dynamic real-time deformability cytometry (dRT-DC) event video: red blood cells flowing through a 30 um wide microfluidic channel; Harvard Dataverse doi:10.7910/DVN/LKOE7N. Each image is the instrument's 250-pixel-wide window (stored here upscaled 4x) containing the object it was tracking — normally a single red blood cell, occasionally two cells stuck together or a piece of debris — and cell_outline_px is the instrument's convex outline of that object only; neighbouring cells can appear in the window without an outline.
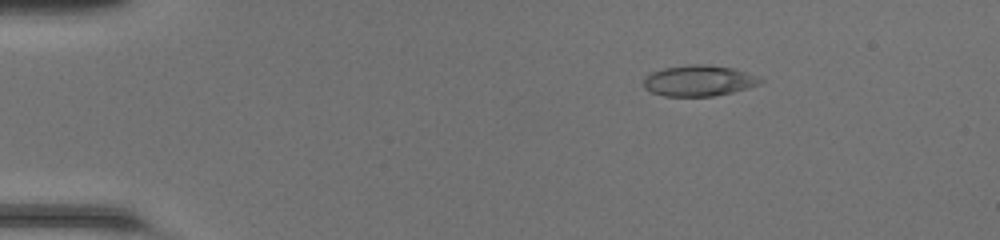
{"species": "common noctule bat (a hibernating species)", "species_latin": "Nyctalus noctula", "temperature_condition": "room temperature", "stored_images_in_passage": 49, "camera_frame_rate_fps": 3000, "um_per_image_px": 0.085, "animal": {"sex": "female", "body_mass_g": 20.0, "forearm_length_mm": 54.0}, "frame": {"image": 1, "passage_image": 9, "time_ms": 2.667, "image_size_px": [1000, 240], "cell_outline_px": [[764, 80], [760, 84], [748, 88], [732, 92], [712, 96], [664, 96], [652, 92], [644, 88], [644, 76], [652, 72], [664, 68], [688, 64], [708, 64], [732, 68], [760, 76]], "centroid_in_image_um": [59.42, 6.85], "position_along_channel_um": 25.6, "area_um2": 21.15}}
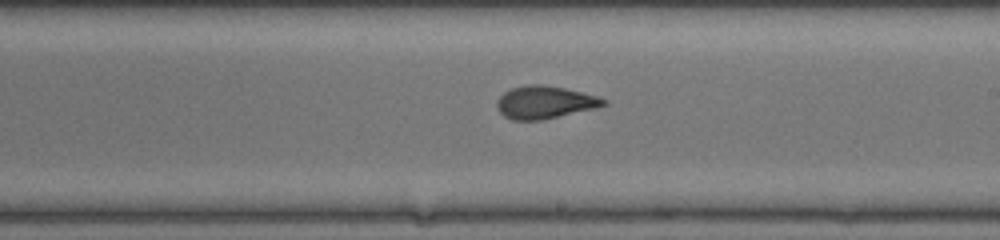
{"frame": {"image": 2, "passage_image": 30, "time_ms": 9.667, "image_size_px": [1000, 240], "cell_outline_px": [[608, 104], [596, 108], [540, 120], [512, 120], [504, 116], [500, 112], [496, 104], [496, 100], [504, 92], [512, 88], [524, 84], [544, 84], [564, 88], [596, 96], [608, 100]], "centroid_in_image_um": [46.29, 8.69], "position_along_channel_um": 242.7, "area_um2": 20.29}}
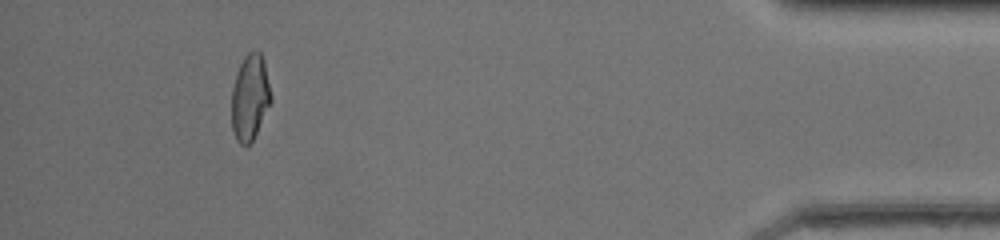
{"frame": {"image": 3, "passage_image": 46, "time_ms": 15.0, "image_size_px": [1000, 240], "cell_outline_px": [[272, 100], [252, 140], [248, 144], [240, 144], [236, 140], [232, 128], [232, 88], [236, 72], [244, 56], [252, 48], [256, 48], [260, 52], [264, 60], [272, 96]], "centroid_in_image_um": [21.25, 8.2], "position_along_channel_um": 414.0, "area_um2": 19.77}, "authors_computed_cell_mechanics": {"area_um2": 20.4034, "velocity_mm_per_s": 4.3222, "shape_relaxation_time_tau1_ms": null, "shape_relaxation_time_tau2_ms": 0.8907, "deformation_change_tau1": null, "deformation_change_tau2": 0.0739}}